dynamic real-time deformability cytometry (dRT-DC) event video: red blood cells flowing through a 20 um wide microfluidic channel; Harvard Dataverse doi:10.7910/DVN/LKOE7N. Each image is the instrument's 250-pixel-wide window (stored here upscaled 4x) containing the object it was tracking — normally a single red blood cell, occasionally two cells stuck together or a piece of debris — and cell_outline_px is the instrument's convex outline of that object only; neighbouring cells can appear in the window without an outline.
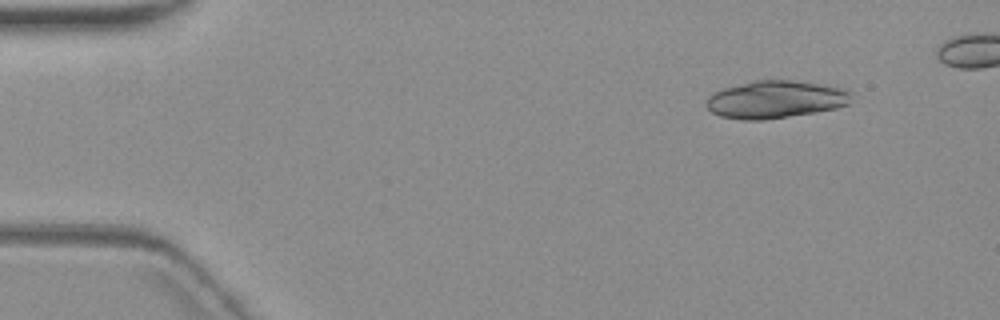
{"species": "common noctule bat (a hibernating species)", "species_latin": "Nyctalus noctula", "temperature_condition": "warm", "stored_images_in_passage": 7, "camera_frame_rate_fps": 3000, "um_per_image_px": 0.085, "animal": {"sex": "female", "body_mass_g": 19.3, "forearm_length_mm": 54.1}, "frame": {"image": 1, "passage_image": 2, "time_ms": 1.333, "image_size_px": [1000, 320], "cell_outline_px": [[852, 92], [848, 104], [836, 108], [816, 112], [764, 120], [744, 120], [720, 116], [712, 112], [704, 104], [708, 96], [712, 92], [724, 88], [756, 80], [792, 80], [844, 88]], "centroid_in_image_um": [65.89, 8.46], "position_along_channel_um": 19.1, "area_um2": 31.73}}